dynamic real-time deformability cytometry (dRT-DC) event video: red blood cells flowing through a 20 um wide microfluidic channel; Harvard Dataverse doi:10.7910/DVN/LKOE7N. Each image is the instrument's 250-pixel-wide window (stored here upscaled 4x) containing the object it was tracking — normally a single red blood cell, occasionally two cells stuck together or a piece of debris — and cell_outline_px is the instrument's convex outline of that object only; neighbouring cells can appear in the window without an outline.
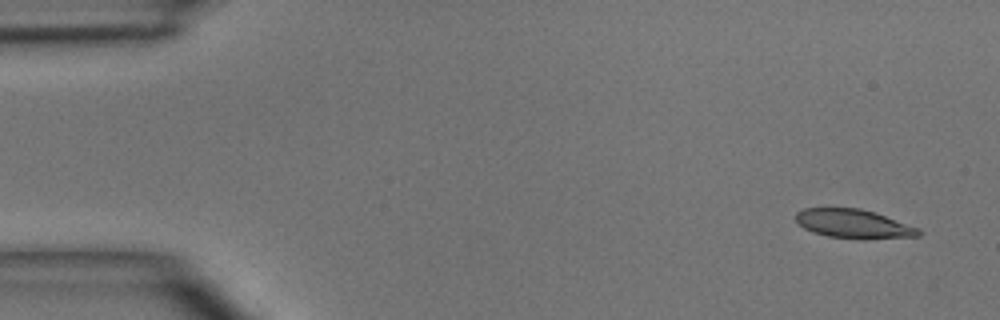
{"species": "common noctule bat (a hibernating species)", "species_latin": "Nyctalus noctula", "temperature_condition": "room temperature", "stored_images_in_passage": 4, "camera_frame_rate_fps": 3000, "um_per_image_px": 0.085, "animal": {"sex": "male", "body_mass_g": 15.6}, "frame": {"image": 1, "passage_image": 1, "time_ms": 0.0, "image_size_px": [1000, 320], "cell_outline_px": [[924, 232], [920, 236], [864, 240], [860, 240], [828, 236], [812, 232], [804, 228], [796, 220], [796, 212], [804, 208], [860, 208], [876, 212], [920, 228]], "centroid_in_image_um": [72.62, 19.04], "position_along_channel_um": 12.4, "area_um2": 21.15}}
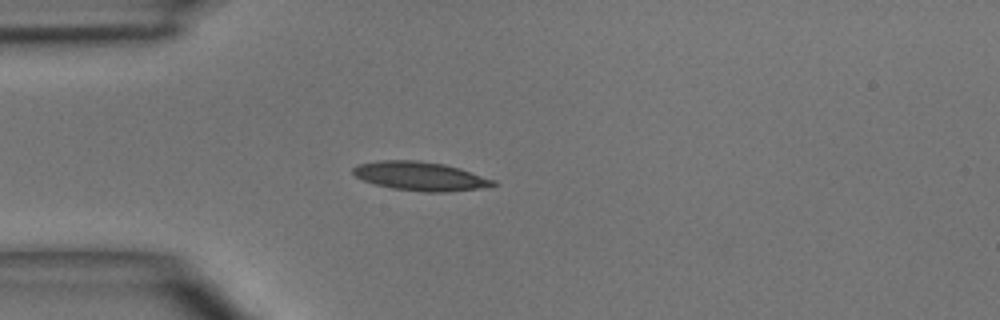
{"frame": {"image": 2, "passage_image": 4, "time_ms": 3.333, "image_size_px": [1000, 320], "cell_outline_px": [[500, 184], [492, 188], [444, 192], [424, 192], [392, 188], [376, 184], [364, 180], [356, 176], [352, 172], [352, 168], [356, 164], [380, 160], [416, 160], [444, 164], [460, 168], [496, 180]], "centroid_in_image_um": [35.81, 14.98], "position_along_channel_um": 49.2, "area_um2": 23.93}}